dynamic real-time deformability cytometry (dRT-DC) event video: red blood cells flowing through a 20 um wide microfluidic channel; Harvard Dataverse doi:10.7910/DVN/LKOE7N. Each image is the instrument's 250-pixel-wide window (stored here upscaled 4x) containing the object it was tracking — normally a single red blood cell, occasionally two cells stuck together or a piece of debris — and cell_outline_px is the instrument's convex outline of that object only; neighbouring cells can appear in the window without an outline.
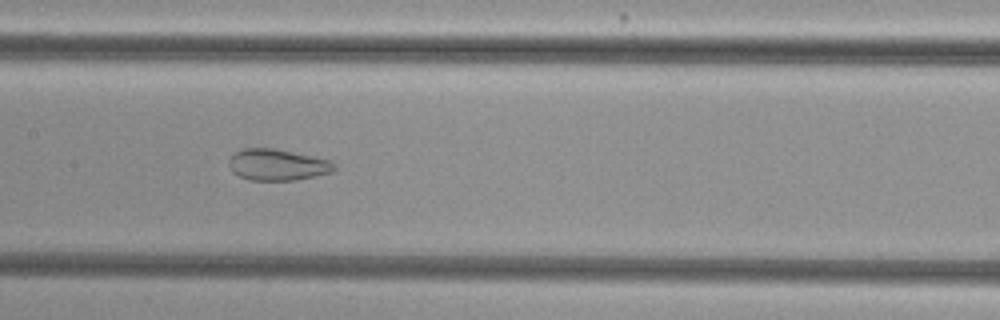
{"species": "common noctule bat (a hibernating species)", "species_latin": "Nyctalus noctula", "temperature_condition": "cold", "stored_images_in_passage": 37, "camera_frame_rate_fps": 3000, "um_per_image_px": 0.085, "animal": {"sex": "female", "body_mass_g": 29.2, "forearm_length_mm": 56.3}, "frame": {"image": 1, "passage_image": 17, "time_ms": 5.333, "image_size_px": [1000, 320], "cell_outline_px": [[336, 172], [296, 180], [248, 180], [232, 172], [228, 164], [228, 160], [236, 152], [244, 148], [272, 148], [332, 160], [336, 164]], "centroid_in_image_um": [23.62, 14.01], "position_along_channel_um": 183.8, "area_um2": 19.42}}
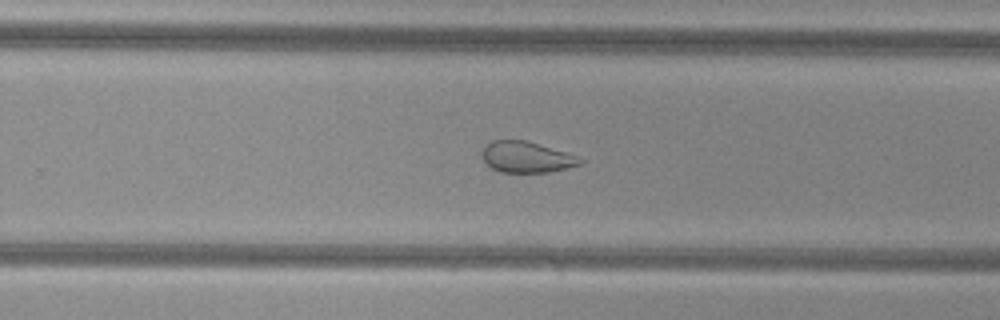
{"frame": {"image": 2, "passage_image": 25, "time_ms": 8.0, "image_size_px": [1000, 320], "cell_outline_px": [[584, 160], [580, 164], [568, 168], [548, 172], [500, 172], [492, 168], [480, 156], [480, 152], [492, 140], [524, 140], [564, 152], [576, 156]], "centroid_in_image_um": [44.71, 13.36], "position_along_channel_um": 285.1, "area_um2": 17.46}}
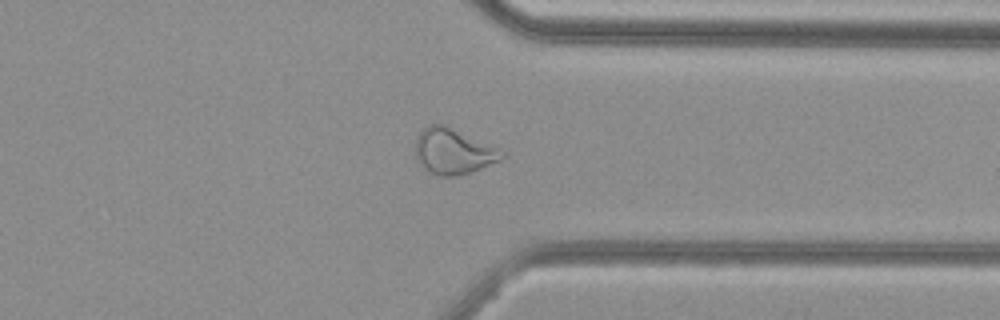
{"frame": {"image": 3, "passage_image": 32, "time_ms": 10.333, "image_size_px": [1000, 320], "cell_outline_px": [[504, 156], [500, 160], [480, 168], [456, 176], [440, 176], [432, 172], [416, 160], [416, 140], [420, 132], [424, 128], [432, 124], [444, 124], [496, 148], [504, 152]], "centroid_in_image_um": [38.5, 12.86], "position_along_channel_um": 372.9, "area_um2": 22.2}, "authors_computed_cell_mechanics": {"area_um2": 21.386, "velocity_mm_per_s": 3.8161, "shape_relaxation_time_tau1_ms": null, "shape_relaxation_time_tau2_ms": 1.6576, "deformation_change_tau1": null, "deformation_change_tau2": 0.0761}}